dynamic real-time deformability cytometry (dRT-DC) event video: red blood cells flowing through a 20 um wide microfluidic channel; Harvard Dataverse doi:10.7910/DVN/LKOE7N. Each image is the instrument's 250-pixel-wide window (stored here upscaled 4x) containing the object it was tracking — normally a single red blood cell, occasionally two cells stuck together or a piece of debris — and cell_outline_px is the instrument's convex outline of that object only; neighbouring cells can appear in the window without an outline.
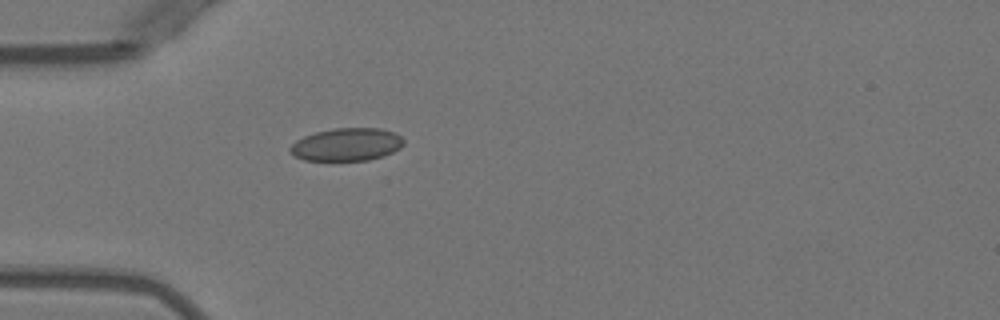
{"species": "Egyptian fruit bat (a non-hibernating species)", "species_latin": "Rousettus aegyptiacus", "temperature_condition": "warm", "stored_images_in_passage": 1, "camera_frame_rate_fps": 3000, "um_per_image_px": 0.085, "animal": {"sex": "female"}, "frame": {"image": 1, "passage_image": 1, "time_ms": 0.0, "image_size_px": [1000, 320], "cell_outline_px": [[404, 144], [400, 148], [384, 156], [368, 160], [304, 160], [296, 156], [288, 148], [296, 140], [304, 136], [316, 132], [336, 128], [380, 128], [396, 132], [404, 140]], "centroid_in_image_um": [29.5, 12.27], "position_along_channel_um": 55.5, "area_um2": 21.68}}